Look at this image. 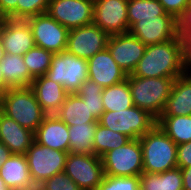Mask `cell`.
I'll list each match as a JSON object with an SVG mask.
<instances>
[{
	"label": "cell",
	"instance_id": "836d02e7",
	"mask_svg": "<svg viewBox=\"0 0 191 190\" xmlns=\"http://www.w3.org/2000/svg\"><path fill=\"white\" fill-rule=\"evenodd\" d=\"M39 186L44 190H82L64 171L45 180Z\"/></svg>",
	"mask_w": 191,
	"mask_h": 190
},
{
	"label": "cell",
	"instance_id": "44dd1931",
	"mask_svg": "<svg viewBox=\"0 0 191 190\" xmlns=\"http://www.w3.org/2000/svg\"><path fill=\"white\" fill-rule=\"evenodd\" d=\"M191 115V72L174 80L170 96L161 116Z\"/></svg>",
	"mask_w": 191,
	"mask_h": 190
},
{
	"label": "cell",
	"instance_id": "ab89813d",
	"mask_svg": "<svg viewBox=\"0 0 191 190\" xmlns=\"http://www.w3.org/2000/svg\"><path fill=\"white\" fill-rule=\"evenodd\" d=\"M182 42L186 69L188 72H191V32L186 33L182 37Z\"/></svg>",
	"mask_w": 191,
	"mask_h": 190
},
{
	"label": "cell",
	"instance_id": "ee69618b",
	"mask_svg": "<svg viewBox=\"0 0 191 190\" xmlns=\"http://www.w3.org/2000/svg\"><path fill=\"white\" fill-rule=\"evenodd\" d=\"M0 190H12L10 187H8L5 183V181L0 177Z\"/></svg>",
	"mask_w": 191,
	"mask_h": 190
},
{
	"label": "cell",
	"instance_id": "8992f818",
	"mask_svg": "<svg viewBox=\"0 0 191 190\" xmlns=\"http://www.w3.org/2000/svg\"><path fill=\"white\" fill-rule=\"evenodd\" d=\"M104 174L112 177L140 176L143 171L142 147L139 138L101 156Z\"/></svg>",
	"mask_w": 191,
	"mask_h": 190
},
{
	"label": "cell",
	"instance_id": "74e56055",
	"mask_svg": "<svg viewBox=\"0 0 191 190\" xmlns=\"http://www.w3.org/2000/svg\"><path fill=\"white\" fill-rule=\"evenodd\" d=\"M191 166V141L177 145V167Z\"/></svg>",
	"mask_w": 191,
	"mask_h": 190
},
{
	"label": "cell",
	"instance_id": "d590c367",
	"mask_svg": "<svg viewBox=\"0 0 191 190\" xmlns=\"http://www.w3.org/2000/svg\"><path fill=\"white\" fill-rule=\"evenodd\" d=\"M23 0H0V12L11 19H22Z\"/></svg>",
	"mask_w": 191,
	"mask_h": 190
},
{
	"label": "cell",
	"instance_id": "bcb514c9",
	"mask_svg": "<svg viewBox=\"0 0 191 190\" xmlns=\"http://www.w3.org/2000/svg\"><path fill=\"white\" fill-rule=\"evenodd\" d=\"M5 16L0 12V28H1V26H2V24H3V22H4V20H5Z\"/></svg>",
	"mask_w": 191,
	"mask_h": 190
},
{
	"label": "cell",
	"instance_id": "52a82bcc",
	"mask_svg": "<svg viewBox=\"0 0 191 190\" xmlns=\"http://www.w3.org/2000/svg\"><path fill=\"white\" fill-rule=\"evenodd\" d=\"M88 62L67 50L54 53L46 76L61 84L68 93H75L88 79Z\"/></svg>",
	"mask_w": 191,
	"mask_h": 190
},
{
	"label": "cell",
	"instance_id": "6da1fadb",
	"mask_svg": "<svg viewBox=\"0 0 191 190\" xmlns=\"http://www.w3.org/2000/svg\"><path fill=\"white\" fill-rule=\"evenodd\" d=\"M187 72L184 60L183 42L176 38L148 45L132 76L177 78Z\"/></svg>",
	"mask_w": 191,
	"mask_h": 190
},
{
	"label": "cell",
	"instance_id": "83f0119b",
	"mask_svg": "<svg viewBox=\"0 0 191 190\" xmlns=\"http://www.w3.org/2000/svg\"><path fill=\"white\" fill-rule=\"evenodd\" d=\"M157 124L176 145L191 141V115L160 116Z\"/></svg>",
	"mask_w": 191,
	"mask_h": 190
},
{
	"label": "cell",
	"instance_id": "f6af8a7d",
	"mask_svg": "<svg viewBox=\"0 0 191 190\" xmlns=\"http://www.w3.org/2000/svg\"><path fill=\"white\" fill-rule=\"evenodd\" d=\"M3 57H4V49H3L2 42L0 39V62L3 59Z\"/></svg>",
	"mask_w": 191,
	"mask_h": 190
},
{
	"label": "cell",
	"instance_id": "d6a6232c",
	"mask_svg": "<svg viewBox=\"0 0 191 190\" xmlns=\"http://www.w3.org/2000/svg\"><path fill=\"white\" fill-rule=\"evenodd\" d=\"M97 190H139V176L112 177L105 175Z\"/></svg>",
	"mask_w": 191,
	"mask_h": 190
},
{
	"label": "cell",
	"instance_id": "9c48e42d",
	"mask_svg": "<svg viewBox=\"0 0 191 190\" xmlns=\"http://www.w3.org/2000/svg\"><path fill=\"white\" fill-rule=\"evenodd\" d=\"M64 172L82 190H97L105 176L101 157L95 154H72L69 152Z\"/></svg>",
	"mask_w": 191,
	"mask_h": 190
},
{
	"label": "cell",
	"instance_id": "f546056e",
	"mask_svg": "<svg viewBox=\"0 0 191 190\" xmlns=\"http://www.w3.org/2000/svg\"><path fill=\"white\" fill-rule=\"evenodd\" d=\"M129 140L131 139L126 135L112 131L98 123L93 141L94 154L101 157L108 151L124 146Z\"/></svg>",
	"mask_w": 191,
	"mask_h": 190
},
{
	"label": "cell",
	"instance_id": "5b68a950",
	"mask_svg": "<svg viewBox=\"0 0 191 190\" xmlns=\"http://www.w3.org/2000/svg\"><path fill=\"white\" fill-rule=\"evenodd\" d=\"M98 123L130 139H138L148 132L157 120L147 111L132 106L120 111H104Z\"/></svg>",
	"mask_w": 191,
	"mask_h": 190
},
{
	"label": "cell",
	"instance_id": "9a60e30c",
	"mask_svg": "<svg viewBox=\"0 0 191 190\" xmlns=\"http://www.w3.org/2000/svg\"><path fill=\"white\" fill-rule=\"evenodd\" d=\"M146 45L129 32L111 35L108 38L107 48L112 58L120 68L130 75L144 56Z\"/></svg>",
	"mask_w": 191,
	"mask_h": 190
},
{
	"label": "cell",
	"instance_id": "2e32d148",
	"mask_svg": "<svg viewBox=\"0 0 191 190\" xmlns=\"http://www.w3.org/2000/svg\"><path fill=\"white\" fill-rule=\"evenodd\" d=\"M0 39L4 53L23 56L34 48L35 41L27 20L5 18L0 28Z\"/></svg>",
	"mask_w": 191,
	"mask_h": 190
},
{
	"label": "cell",
	"instance_id": "e0dca14e",
	"mask_svg": "<svg viewBox=\"0 0 191 190\" xmlns=\"http://www.w3.org/2000/svg\"><path fill=\"white\" fill-rule=\"evenodd\" d=\"M87 62L88 79L95 81L102 88L118 84L127 78V74L112 58L107 47L96 53Z\"/></svg>",
	"mask_w": 191,
	"mask_h": 190
},
{
	"label": "cell",
	"instance_id": "60d3db41",
	"mask_svg": "<svg viewBox=\"0 0 191 190\" xmlns=\"http://www.w3.org/2000/svg\"><path fill=\"white\" fill-rule=\"evenodd\" d=\"M182 171V182L184 190H191V166L190 167H178Z\"/></svg>",
	"mask_w": 191,
	"mask_h": 190
},
{
	"label": "cell",
	"instance_id": "603a6c76",
	"mask_svg": "<svg viewBox=\"0 0 191 190\" xmlns=\"http://www.w3.org/2000/svg\"><path fill=\"white\" fill-rule=\"evenodd\" d=\"M0 70L3 80L9 88L30 87L34 80L21 55L4 53L0 62Z\"/></svg>",
	"mask_w": 191,
	"mask_h": 190
},
{
	"label": "cell",
	"instance_id": "8fae6325",
	"mask_svg": "<svg viewBox=\"0 0 191 190\" xmlns=\"http://www.w3.org/2000/svg\"><path fill=\"white\" fill-rule=\"evenodd\" d=\"M93 12V0H50L46 13L70 30L93 24Z\"/></svg>",
	"mask_w": 191,
	"mask_h": 190
},
{
	"label": "cell",
	"instance_id": "7402d4cb",
	"mask_svg": "<svg viewBox=\"0 0 191 190\" xmlns=\"http://www.w3.org/2000/svg\"><path fill=\"white\" fill-rule=\"evenodd\" d=\"M0 177L12 190H29L35 186L25 154H12L2 164Z\"/></svg>",
	"mask_w": 191,
	"mask_h": 190
},
{
	"label": "cell",
	"instance_id": "484cf974",
	"mask_svg": "<svg viewBox=\"0 0 191 190\" xmlns=\"http://www.w3.org/2000/svg\"><path fill=\"white\" fill-rule=\"evenodd\" d=\"M98 122L68 126L69 152L94 154L93 141Z\"/></svg>",
	"mask_w": 191,
	"mask_h": 190
},
{
	"label": "cell",
	"instance_id": "f1b7e54d",
	"mask_svg": "<svg viewBox=\"0 0 191 190\" xmlns=\"http://www.w3.org/2000/svg\"><path fill=\"white\" fill-rule=\"evenodd\" d=\"M156 16H172L164 11L158 0H128L127 18L129 29L139 20Z\"/></svg>",
	"mask_w": 191,
	"mask_h": 190
},
{
	"label": "cell",
	"instance_id": "277c9868",
	"mask_svg": "<svg viewBox=\"0 0 191 190\" xmlns=\"http://www.w3.org/2000/svg\"><path fill=\"white\" fill-rule=\"evenodd\" d=\"M0 110L34 133L47 115L30 87L9 88L1 98Z\"/></svg>",
	"mask_w": 191,
	"mask_h": 190
},
{
	"label": "cell",
	"instance_id": "d6986e66",
	"mask_svg": "<svg viewBox=\"0 0 191 190\" xmlns=\"http://www.w3.org/2000/svg\"><path fill=\"white\" fill-rule=\"evenodd\" d=\"M41 108L47 115L55 114L62 106L68 92L46 75L34 78L30 85Z\"/></svg>",
	"mask_w": 191,
	"mask_h": 190
},
{
	"label": "cell",
	"instance_id": "f35d334b",
	"mask_svg": "<svg viewBox=\"0 0 191 190\" xmlns=\"http://www.w3.org/2000/svg\"><path fill=\"white\" fill-rule=\"evenodd\" d=\"M178 35L182 38L186 33L191 32V2L183 14L177 19Z\"/></svg>",
	"mask_w": 191,
	"mask_h": 190
},
{
	"label": "cell",
	"instance_id": "5bb4252c",
	"mask_svg": "<svg viewBox=\"0 0 191 190\" xmlns=\"http://www.w3.org/2000/svg\"><path fill=\"white\" fill-rule=\"evenodd\" d=\"M129 33L146 46L158 44L178 36V23L174 16L141 19L129 29Z\"/></svg>",
	"mask_w": 191,
	"mask_h": 190
},
{
	"label": "cell",
	"instance_id": "7dc6e473",
	"mask_svg": "<svg viewBox=\"0 0 191 190\" xmlns=\"http://www.w3.org/2000/svg\"><path fill=\"white\" fill-rule=\"evenodd\" d=\"M29 190H44L42 187L39 185H35L34 187L30 188Z\"/></svg>",
	"mask_w": 191,
	"mask_h": 190
},
{
	"label": "cell",
	"instance_id": "7c38bea8",
	"mask_svg": "<svg viewBox=\"0 0 191 190\" xmlns=\"http://www.w3.org/2000/svg\"><path fill=\"white\" fill-rule=\"evenodd\" d=\"M128 0H93V24L109 36L129 32Z\"/></svg>",
	"mask_w": 191,
	"mask_h": 190
},
{
	"label": "cell",
	"instance_id": "4dcf8cb0",
	"mask_svg": "<svg viewBox=\"0 0 191 190\" xmlns=\"http://www.w3.org/2000/svg\"><path fill=\"white\" fill-rule=\"evenodd\" d=\"M102 90L103 88L98 83L87 79L75 92L88 105L91 114L97 121L104 112Z\"/></svg>",
	"mask_w": 191,
	"mask_h": 190
},
{
	"label": "cell",
	"instance_id": "cb8c5ba5",
	"mask_svg": "<svg viewBox=\"0 0 191 190\" xmlns=\"http://www.w3.org/2000/svg\"><path fill=\"white\" fill-rule=\"evenodd\" d=\"M55 115L68 126L98 122L91 114L88 105L76 93H68L61 108Z\"/></svg>",
	"mask_w": 191,
	"mask_h": 190
},
{
	"label": "cell",
	"instance_id": "4316f807",
	"mask_svg": "<svg viewBox=\"0 0 191 190\" xmlns=\"http://www.w3.org/2000/svg\"><path fill=\"white\" fill-rule=\"evenodd\" d=\"M104 111H120L134 106L128 80L102 90Z\"/></svg>",
	"mask_w": 191,
	"mask_h": 190
},
{
	"label": "cell",
	"instance_id": "1f68e13d",
	"mask_svg": "<svg viewBox=\"0 0 191 190\" xmlns=\"http://www.w3.org/2000/svg\"><path fill=\"white\" fill-rule=\"evenodd\" d=\"M53 52L35 46L23 55V60L33 78L46 74L51 65Z\"/></svg>",
	"mask_w": 191,
	"mask_h": 190
},
{
	"label": "cell",
	"instance_id": "d4e9b609",
	"mask_svg": "<svg viewBox=\"0 0 191 190\" xmlns=\"http://www.w3.org/2000/svg\"><path fill=\"white\" fill-rule=\"evenodd\" d=\"M139 190H184L182 171L177 167L162 173L142 172L139 176Z\"/></svg>",
	"mask_w": 191,
	"mask_h": 190
},
{
	"label": "cell",
	"instance_id": "ffe728a7",
	"mask_svg": "<svg viewBox=\"0 0 191 190\" xmlns=\"http://www.w3.org/2000/svg\"><path fill=\"white\" fill-rule=\"evenodd\" d=\"M34 141V132L20 126L0 110V142L13 154H25Z\"/></svg>",
	"mask_w": 191,
	"mask_h": 190
},
{
	"label": "cell",
	"instance_id": "8d00e7d4",
	"mask_svg": "<svg viewBox=\"0 0 191 190\" xmlns=\"http://www.w3.org/2000/svg\"><path fill=\"white\" fill-rule=\"evenodd\" d=\"M166 13L178 19L191 2V0H158Z\"/></svg>",
	"mask_w": 191,
	"mask_h": 190
},
{
	"label": "cell",
	"instance_id": "30bf717a",
	"mask_svg": "<svg viewBox=\"0 0 191 190\" xmlns=\"http://www.w3.org/2000/svg\"><path fill=\"white\" fill-rule=\"evenodd\" d=\"M31 27L35 45L53 53L67 49L69 29L62 26L47 13L26 19Z\"/></svg>",
	"mask_w": 191,
	"mask_h": 190
},
{
	"label": "cell",
	"instance_id": "ac0fdd59",
	"mask_svg": "<svg viewBox=\"0 0 191 190\" xmlns=\"http://www.w3.org/2000/svg\"><path fill=\"white\" fill-rule=\"evenodd\" d=\"M34 140L50 149L69 153L68 125L55 114L45 116L34 133Z\"/></svg>",
	"mask_w": 191,
	"mask_h": 190
},
{
	"label": "cell",
	"instance_id": "ba28073f",
	"mask_svg": "<svg viewBox=\"0 0 191 190\" xmlns=\"http://www.w3.org/2000/svg\"><path fill=\"white\" fill-rule=\"evenodd\" d=\"M68 152L50 149L33 142L25 153L30 176L35 185L65 170Z\"/></svg>",
	"mask_w": 191,
	"mask_h": 190
},
{
	"label": "cell",
	"instance_id": "3957f363",
	"mask_svg": "<svg viewBox=\"0 0 191 190\" xmlns=\"http://www.w3.org/2000/svg\"><path fill=\"white\" fill-rule=\"evenodd\" d=\"M134 106L147 111L156 120L161 116L176 78L127 75Z\"/></svg>",
	"mask_w": 191,
	"mask_h": 190
},
{
	"label": "cell",
	"instance_id": "b9f144b4",
	"mask_svg": "<svg viewBox=\"0 0 191 190\" xmlns=\"http://www.w3.org/2000/svg\"><path fill=\"white\" fill-rule=\"evenodd\" d=\"M13 153L9 150V148L0 142V168L2 164L12 155Z\"/></svg>",
	"mask_w": 191,
	"mask_h": 190
},
{
	"label": "cell",
	"instance_id": "7a4b0ae2",
	"mask_svg": "<svg viewBox=\"0 0 191 190\" xmlns=\"http://www.w3.org/2000/svg\"><path fill=\"white\" fill-rule=\"evenodd\" d=\"M139 140L144 172L162 173L177 168V145L157 123Z\"/></svg>",
	"mask_w": 191,
	"mask_h": 190
},
{
	"label": "cell",
	"instance_id": "7bdbcfd3",
	"mask_svg": "<svg viewBox=\"0 0 191 190\" xmlns=\"http://www.w3.org/2000/svg\"><path fill=\"white\" fill-rule=\"evenodd\" d=\"M8 89L9 87L6 85L5 81L3 80L2 73L0 70V99L8 91Z\"/></svg>",
	"mask_w": 191,
	"mask_h": 190
},
{
	"label": "cell",
	"instance_id": "e575fe53",
	"mask_svg": "<svg viewBox=\"0 0 191 190\" xmlns=\"http://www.w3.org/2000/svg\"><path fill=\"white\" fill-rule=\"evenodd\" d=\"M50 0H23L22 19L26 20L32 16L47 12Z\"/></svg>",
	"mask_w": 191,
	"mask_h": 190
},
{
	"label": "cell",
	"instance_id": "4fadbf2b",
	"mask_svg": "<svg viewBox=\"0 0 191 190\" xmlns=\"http://www.w3.org/2000/svg\"><path fill=\"white\" fill-rule=\"evenodd\" d=\"M108 38L109 35L94 24L70 29L66 50L79 58L89 60L107 47Z\"/></svg>",
	"mask_w": 191,
	"mask_h": 190
}]
</instances>
